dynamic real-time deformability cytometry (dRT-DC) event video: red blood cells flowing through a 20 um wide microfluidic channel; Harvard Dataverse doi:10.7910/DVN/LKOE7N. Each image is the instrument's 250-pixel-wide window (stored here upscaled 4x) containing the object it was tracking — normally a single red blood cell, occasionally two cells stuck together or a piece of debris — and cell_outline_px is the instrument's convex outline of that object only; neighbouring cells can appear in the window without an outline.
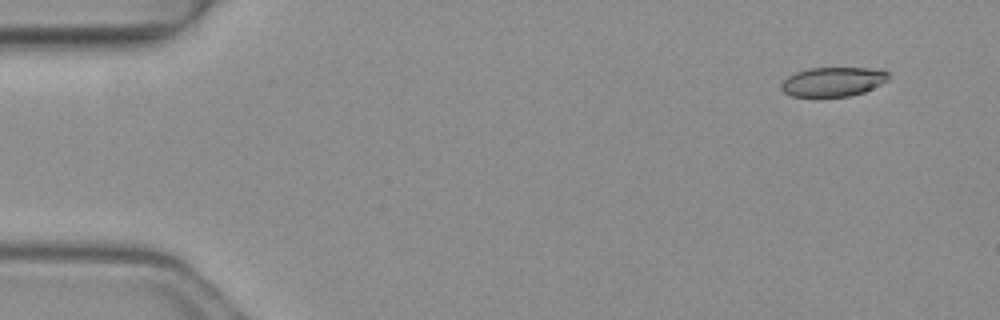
{"species": "common noctule bat (a hibernating species)", "species_latin": "Nyctalus noctula", "temperature_condition": "warm", "stored_images_in_passage": 3, "camera_frame_rate_fps": 3000, "um_per_image_px": 0.085, "animal": {"sex": "female", "body_mass_g": 19.3, "forearm_length_mm": 54.1}, "frame": {"image": 1, "passage_image": 1, "time_ms": 0.0, "image_size_px": [1000, 320], "cell_outline_px": [[888, 80], [864, 92], [848, 96], [792, 96], [784, 92], [780, 88], [780, 84], [788, 76], [796, 72], [808, 68], [868, 68], [888, 72]], "centroid_in_image_um": [70.77, 6.94], "position_along_channel_um": 14.2, "area_um2": 18.09}}
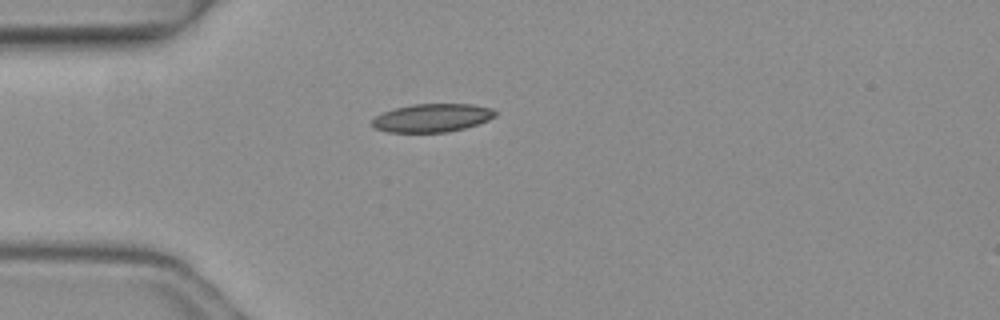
{"frame": {"image": 2, "passage_image": 3, "time_ms": 0.667, "image_size_px": [1000, 320], "cell_outline_px": [[496, 116], [488, 120], [464, 128], [448, 132], [388, 132], [376, 128], [372, 124], [372, 120], [376, 116], [384, 112], [396, 108], [412, 104], [472, 104], [492, 108], [496, 112]], "centroid_in_image_um": [36.75, 10.01], "position_along_channel_um": 48.2, "area_um2": 20.11}}